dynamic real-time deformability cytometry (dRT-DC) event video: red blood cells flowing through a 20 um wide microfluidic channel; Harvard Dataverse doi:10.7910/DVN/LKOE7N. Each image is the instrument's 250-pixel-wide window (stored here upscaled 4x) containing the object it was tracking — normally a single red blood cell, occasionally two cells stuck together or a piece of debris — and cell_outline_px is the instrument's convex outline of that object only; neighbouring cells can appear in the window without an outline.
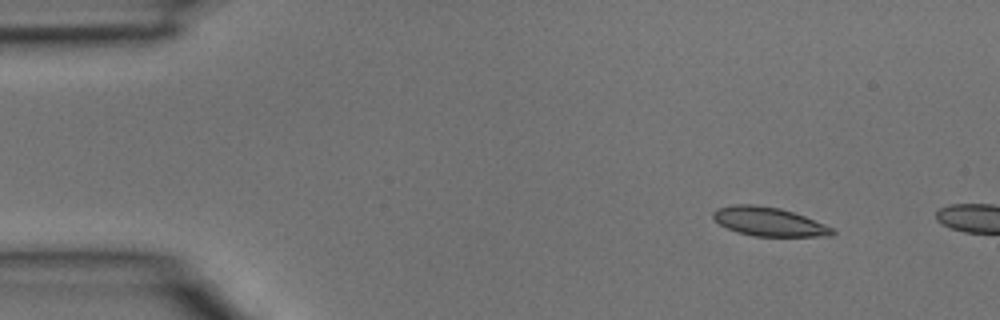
{"species": "common noctule bat (a hibernating species)", "species_latin": "Nyctalus noctula", "temperature_condition": "room temperature", "stored_images_in_passage": 2, "camera_frame_rate_fps": 3000, "um_per_image_px": 0.085, "animal": {"sex": "male", "body_mass_g": 15.6}, "frame": {"image": 1, "passage_image": 1, "time_ms": 0.0, "image_size_px": [1000, 320], "cell_outline_px": [[836, 232], [832, 236], [756, 236], [736, 232], [720, 224], [712, 216], [712, 212], [716, 208], [736, 204], [756, 204], [780, 208], [804, 216], [824, 224], [832, 228]], "centroid_in_image_um": [65.33, 18.83], "position_along_channel_um": 19.7, "area_um2": 19.94}}